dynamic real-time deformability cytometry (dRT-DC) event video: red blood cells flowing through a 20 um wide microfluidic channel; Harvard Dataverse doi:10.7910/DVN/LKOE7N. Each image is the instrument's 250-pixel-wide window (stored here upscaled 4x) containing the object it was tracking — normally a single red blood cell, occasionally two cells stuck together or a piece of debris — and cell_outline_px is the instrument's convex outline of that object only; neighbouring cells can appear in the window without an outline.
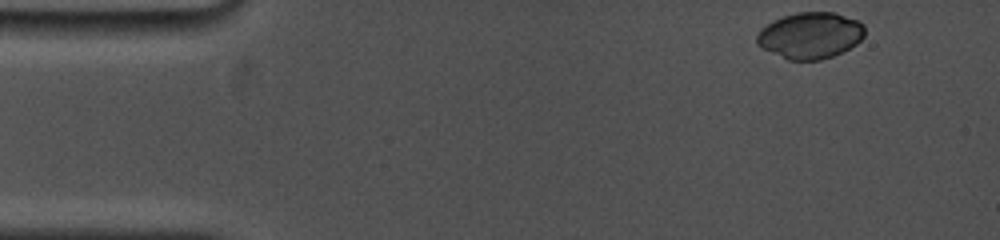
{"species": "common noctule bat (a hibernating species)", "species_latin": "Nyctalus noctula", "temperature_condition": "cold", "stored_images_in_passage": 27, "camera_frame_rate_fps": 5000, "um_per_image_px": 0.085, "animal": {"sex": "female", "body_mass_g": 19.0, "forearm_length_mm": 53.3}, "frame": {"image": 1, "passage_image": 1, "time_ms": 0.0, "image_size_px": [1000, 240], "cell_outline_px": [[864, 36], [856, 44], [832, 56], [820, 60], [788, 60], [756, 44], [756, 36], [760, 28], [772, 20], [796, 12], [832, 12], [856, 20], [864, 24]], "centroid_in_image_um": [68.84, 3.0], "position_along_channel_um": 16.2, "area_um2": 28.96}}